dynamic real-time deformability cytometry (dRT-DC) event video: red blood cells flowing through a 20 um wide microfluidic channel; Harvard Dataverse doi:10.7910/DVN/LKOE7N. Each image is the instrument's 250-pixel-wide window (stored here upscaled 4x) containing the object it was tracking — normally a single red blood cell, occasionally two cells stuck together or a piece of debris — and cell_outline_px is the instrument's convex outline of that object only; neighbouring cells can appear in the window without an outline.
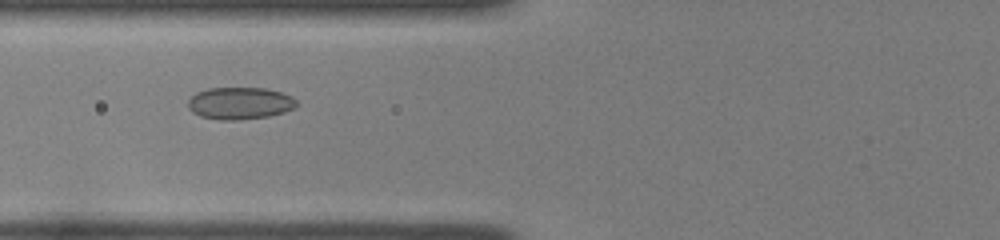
{"species": "common noctule bat (a hibernating species)", "species_latin": "Nyctalus noctula", "temperature_condition": "room temperature", "stored_images_in_passage": 13, "camera_frame_rate_fps": 3000, "um_per_image_px": 0.085, "animal": {"sex": "female", "body_mass_g": 22.0, "forearm_length_mm": 56.7}, "frame": {"image": 1, "passage_image": 13, "time_ms": 4.0, "image_size_px": [1000, 240], "cell_outline_px": [[300, 104], [296, 108], [284, 112], [268, 116], [236, 120], [220, 120], [200, 116], [192, 112], [188, 108], [188, 100], [196, 92], [208, 88], [264, 88], [280, 92], [292, 96]], "centroid_in_image_um": [20.4, 8.77], "position_along_channel_um": 105.4, "area_um2": 20.46}}